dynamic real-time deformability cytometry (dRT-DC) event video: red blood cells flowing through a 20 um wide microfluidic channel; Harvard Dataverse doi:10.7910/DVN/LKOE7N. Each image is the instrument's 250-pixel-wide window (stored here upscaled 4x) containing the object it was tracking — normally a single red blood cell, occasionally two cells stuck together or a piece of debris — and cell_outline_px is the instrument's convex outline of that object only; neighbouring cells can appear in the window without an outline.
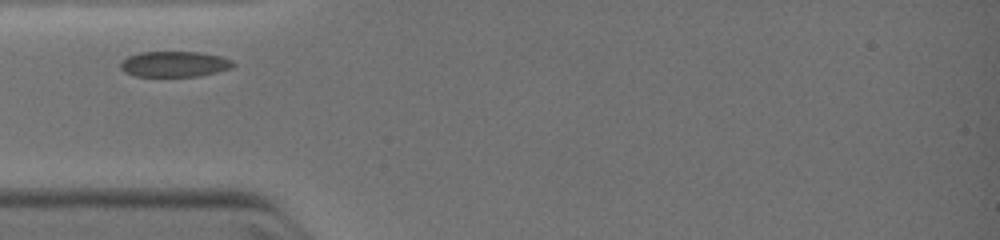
{"species": "common noctule bat (a hibernating species)", "species_latin": "Nyctalus noctula", "temperature_condition": "warm", "stored_images_in_passage": 13, "camera_frame_rate_fps": 3000, "um_per_image_px": 0.085, "animal": {"sex": "female", "body_mass_g": 19.0, "forearm_length_mm": 51.5}, "frame": {"image": 1, "passage_image": 1, "time_ms": 0.0, "image_size_px": [1000, 240], "cell_outline_px": [[236, 64], [232, 68], [200, 76], [136, 76], [124, 72], [120, 68], [120, 64], [128, 56], [140, 52], [200, 52], [220, 56], [232, 60]], "centroid_in_image_um": [14.85, 5.45], "position_along_channel_um": 70.2, "area_um2": 16.82}}
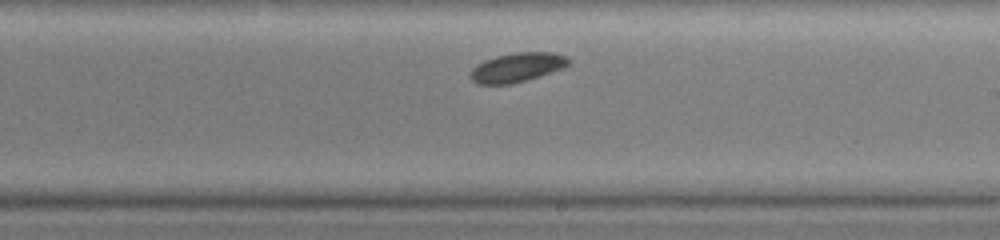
{"frame": {"image": 2, "passage_image": 6, "time_ms": 3.667, "image_size_px": [1000, 240], "cell_outline_px": [[572, 64], [564, 68], [512, 84], [476, 84], [468, 76], [472, 68], [476, 64], [484, 60], [496, 56], [516, 52], [552, 52], [564, 56], [572, 60]], "centroid_in_image_um": [43.94, 5.72], "position_along_channel_um": 245.1, "area_um2": 16.88}}
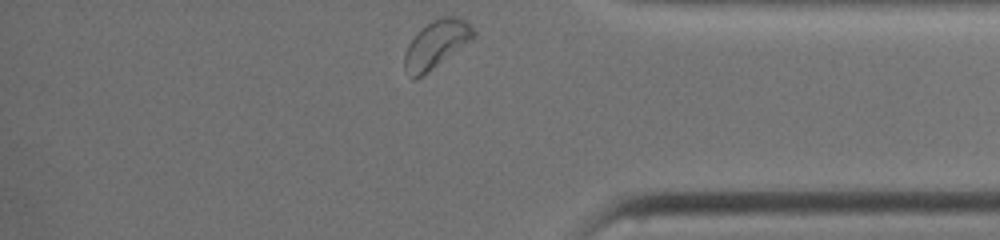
{"frame": {"image": 3, "passage_image": 13, "time_ms": 7.0, "image_size_px": [1000, 240], "cell_outline_px": [[476, 36], [428, 72], [416, 80], [412, 80], [404, 68], [404, 52], [408, 44], [432, 20], [444, 16], [456, 16], [464, 20], [476, 32]], "centroid_in_image_um": [37.06, 3.79], "position_along_channel_um": 398.1, "area_um2": 18.73}}